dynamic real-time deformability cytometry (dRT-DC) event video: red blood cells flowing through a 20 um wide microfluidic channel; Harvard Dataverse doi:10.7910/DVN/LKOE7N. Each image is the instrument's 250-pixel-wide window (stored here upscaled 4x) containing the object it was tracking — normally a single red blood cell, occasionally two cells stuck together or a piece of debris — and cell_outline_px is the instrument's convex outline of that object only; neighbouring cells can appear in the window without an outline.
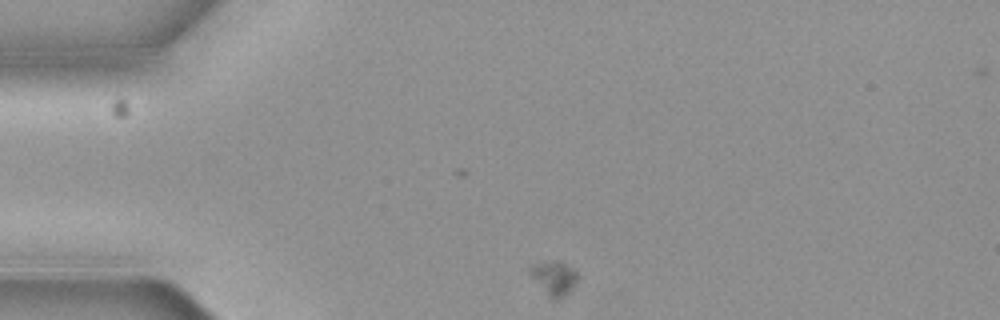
{"species": "common noctule bat (a hibernating species)", "species_latin": "Nyctalus noctula", "temperature_condition": "cold", "stored_images_in_passage": 2, "segment_of_instrument_passage": [2, 2], "camera_frame_rate_fps": 3000, "um_per_image_px": 0.085, "animal": {"sex": "female", "body_mass_g": 19.3, "forearm_length_mm": 54.1}, "frame": {"image": 1, "passage_image": 2, "time_ms": 0.333, "image_size_px": [1000, 320], "cell_outline_px": [[580, 280], [564, 296], [556, 300], [552, 300], [548, 296], [528, 272], [528, 268], [532, 264], [548, 260], [560, 260], [576, 268], [580, 272]], "centroid_in_image_um": [47.16, 23.58], "position_along_channel_um": 37.8, "area_um2": 10.0}}